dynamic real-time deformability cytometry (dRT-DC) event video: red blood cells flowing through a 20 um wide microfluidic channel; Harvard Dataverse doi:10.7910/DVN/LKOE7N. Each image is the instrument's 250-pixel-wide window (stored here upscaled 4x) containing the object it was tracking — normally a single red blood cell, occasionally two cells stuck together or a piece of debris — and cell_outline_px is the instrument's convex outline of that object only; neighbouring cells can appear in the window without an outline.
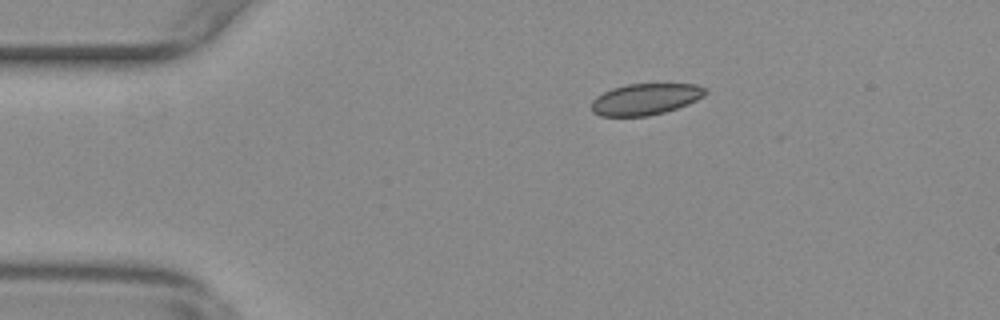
{"species": "common noctule bat (a hibernating species)", "species_latin": "Nyctalus noctula", "temperature_condition": "warm", "stored_images_in_passage": 16, "camera_frame_rate_fps": 3000, "um_per_image_px": 0.085, "animal": {"sex": "female", "body_mass_g": 29.2, "forearm_length_mm": 56.3}, "frame": {"image": 1, "passage_image": 5, "time_ms": 1.333, "image_size_px": [1000, 320], "cell_outline_px": [[708, 92], [704, 96], [688, 104], [664, 112], [648, 116], [600, 116], [592, 112], [592, 100], [596, 96], [612, 88], [628, 84], [696, 84], [708, 88]], "centroid_in_image_um": [54.88, 8.42], "position_along_channel_um": 30.1, "area_um2": 20.87}}
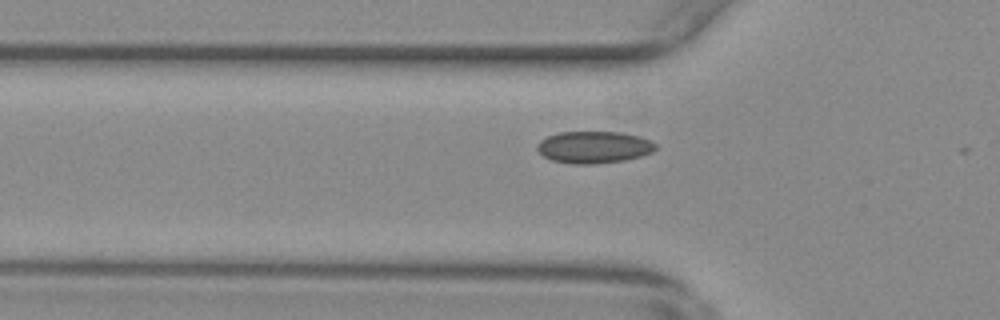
{"frame": {"image": 2, "passage_image": 13, "time_ms": 4.0, "image_size_px": [1000, 320], "cell_outline_px": [[656, 148], [652, 152], [640, 156], [624, 160], [592, 164], [572, 164], [552, 160], [544, 156], [536, 148], [536, 144], [540, 140], [548, 136], [560, 132], [620, 132], [640, 136], [652, 140], [656, 144]], "centroid_in_image_um": [50.49, 12.5], "position_along_channel_um": 75.3, "area_um2": 22.08}}